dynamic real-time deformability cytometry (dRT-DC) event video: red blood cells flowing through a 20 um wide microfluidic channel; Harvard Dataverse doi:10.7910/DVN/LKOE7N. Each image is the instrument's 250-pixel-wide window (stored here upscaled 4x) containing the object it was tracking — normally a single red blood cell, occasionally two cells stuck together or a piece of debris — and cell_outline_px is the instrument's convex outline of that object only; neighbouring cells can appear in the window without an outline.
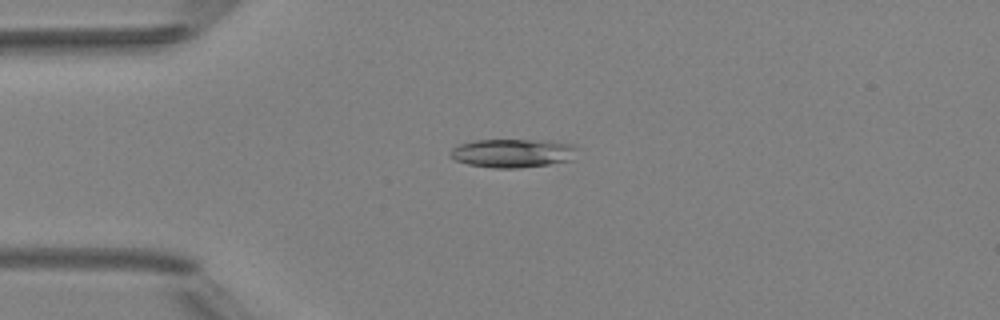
{"species": "Egyptian fruit bat (a non-hibernating species)", "species_latin": "Rousettus aegyptiacus", "temperature_condition": "room temperature", "stored_images_in_passage": 6, "camera_frame_rate_fps": 3000, "um_per_image_px": 0.085, "animal": {"sex": "female"}, "frame": {"image": 1, "passage_image": 3, "time_ms": 3.333, "image_size_px": [1000, 320], "cell_outline_px": [[580, 148], [572, 160], [548, 164], [520, 168], [496, 168], [468, 164], [456, 160], [448, 156], [452, 148], [460, 144], [476, 140], [552, 140], [572, 144]], "centroid_in_image_um": [43.63, 13.01], "position_along_channel_um": 41.4, "area_um2": 21.39}}
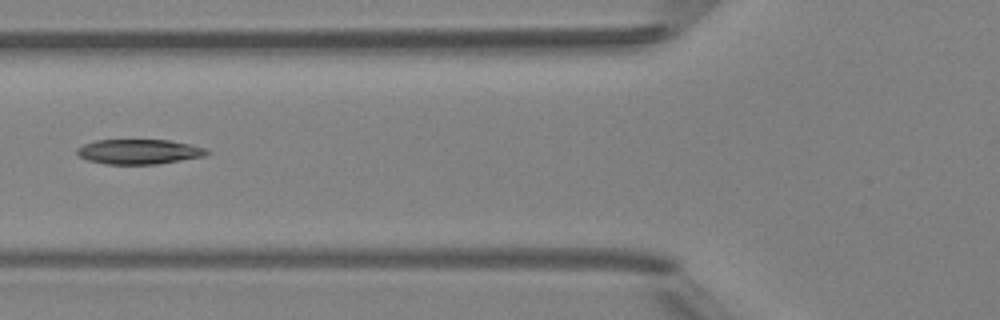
{"frame": {"image": 2, "passage_image": 5, "time_ms": 5.667, "image_size_px": [1000, 320], "cell_outline_px": [[212, 152], [204, 156], [156, 164], [104, 164], [88, 160], [80, 156], [76, 152], [76, 148], [84, 144], [96, 140], [168, 140], [192, 144], [208, 148]], "centroid_in_image_um": [11.85, 12.89], "position_along_channel_um": 114.0, "area_um2": 18.9}}
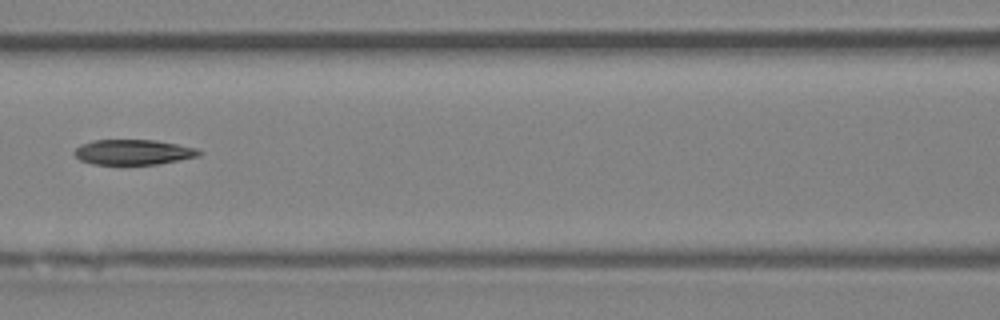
{"frame": {"image": 3, "passage_image": 6, "time_ms": 6.667, "image_size_px": [1000, 320], "cell_outline_px": [[204, 152], [200, 156], [156, 164], [92, 164], [80, 160], [72, 152], [80, 144], [92, 140], [156, 140], [196, 148]], "centroid_in_image_um": [11.31, 12.92], "position_along_channel_um": 155.3, "area_um2": 18.32}}